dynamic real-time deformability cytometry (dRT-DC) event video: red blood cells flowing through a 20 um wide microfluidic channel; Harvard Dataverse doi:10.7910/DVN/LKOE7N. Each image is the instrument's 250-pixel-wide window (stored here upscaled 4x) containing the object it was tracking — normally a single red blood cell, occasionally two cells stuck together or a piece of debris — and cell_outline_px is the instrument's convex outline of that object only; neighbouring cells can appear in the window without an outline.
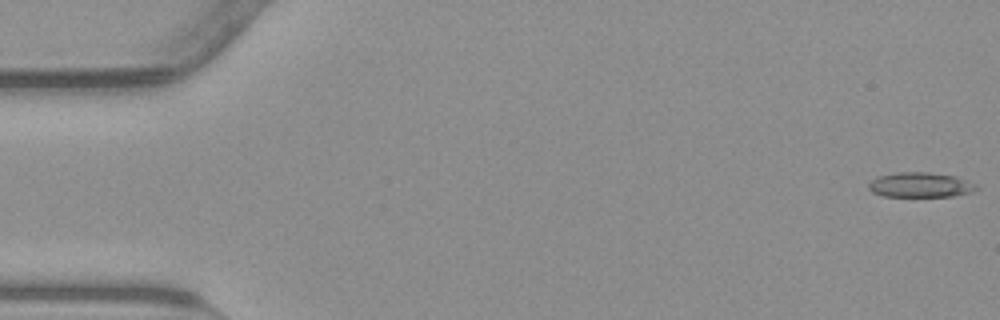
{"species": "common noctule bat (a hibernating species)", "species_latin": "Nyctalus noctula", "temperature_condition": "warm", "stored_images_in_passage": 50, "camera_frame_rate_fps": 3000, "um_per_image_px": 0.085, "animal": {"sex": "male", "body_mass_g": 23.1, "forearm_length_mm": 52.7}, "frame": {"image": 1, "passage_image": 1, "time_ms": 0.0, "image_size_px": [1000, 320], "cell_outline_px": [[980, 188], [972, 192], [952, 196], [884, 196], [872, 192], [868, 188], [868, 184], [876, 176], [900, 172], [928, 172], [956, 176], [976, 184]], "centroid_in_image_um": [78.24, 15.71], "position_along_channel_um": 6.8, "area_um2": 15.66}}
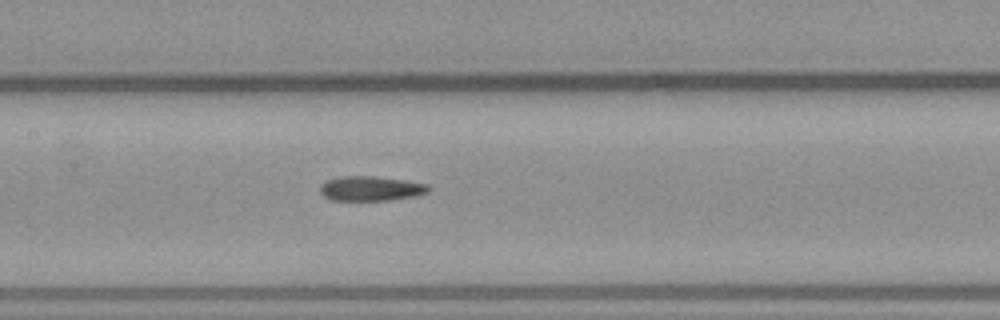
{"frame": {"image": 2, "passage_image": 26, "time_ms": 8.333, "image_size_px": [1000, 320], "cell_outline_px": [[432, 188], [428, 192], [416, 196], [392, 200], [332, 200], [324, 196], [320, 192], [320, 184], [328, 180], [340, 176], [376, 176], [404, 180], [428, 184]], "centroid_in_image_um": [31.55, 16.02], "position_along_channel_um": 175.9, "area_um2": 15.72}}
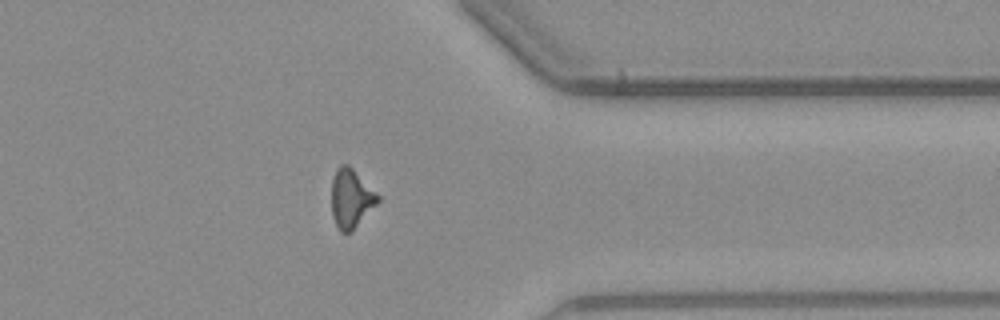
{"frame": {"image": 3, "passage_image": 43, "time_ms": 14.0, "image_size_px": [1000, 320], "cell_outline_px": [[380, 200], [352, 232], [340, 232], [332, 216], [332, 180], [336, 168], [340, 164], [348, 164], [380, 196]], "centroid_in_image_um": [29.83, 16.87], "position_along_channel_um": 381.6, "area_um2": 15.84}}